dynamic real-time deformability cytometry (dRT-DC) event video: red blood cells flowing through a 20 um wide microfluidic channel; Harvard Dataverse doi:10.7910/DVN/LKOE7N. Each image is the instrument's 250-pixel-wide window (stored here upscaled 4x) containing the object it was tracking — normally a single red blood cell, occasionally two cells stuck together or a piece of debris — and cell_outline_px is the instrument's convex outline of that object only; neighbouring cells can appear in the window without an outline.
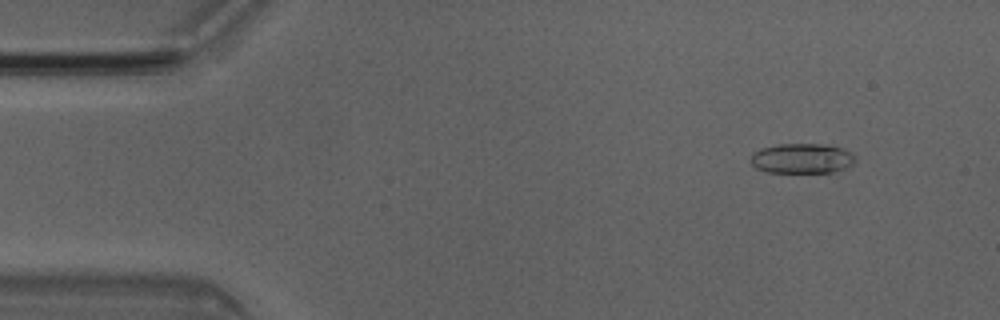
{"species": "Egyptian fruit bat (a non-hibernating species)", "species_latin": "Rousettus aegyptiacus", "temperature_condition": "room temperature", "stored_images_in_passage": 50, "camera_frame_rate_fps": 3000, "um_per_image_px": 0.085, "animal": {"sex": "male"}, "frame": {"image": 1, "passage_image": 5, "time_ms": 1.333, "image_size_px": [1000, 320], "cell_outline_px": [[856, 160], [852, 164], [844, 168], [832, 172], [768, 172], [756, 168], [752, 164], [752, 152], [760, 148], [780, 144], [820, 144], [840, 148], [852, 152], [856, 156]], "centroid_in_image_um": [68.16, 13.46], "position_along_channel_um": 16.8, "area_um2": 18.15}}
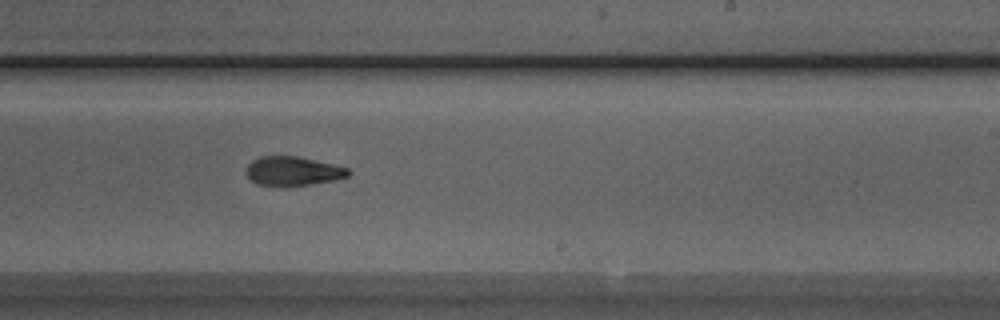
{"frame": {"image": 2, "passage_image": 30, "time_ms": 9.667, "image_size_px": [1000, 320], "cell_outline_px": [[352, 172], [348, 176], [332, 180], [284, 188], [256, 184], [244, 172], [248, 164], [252, 160], [260, 156], [296, 156], [332, 164], [348, 168]], "centroid_in_image_um": [24.84, 14.56], "position_along_channel_um": 264.2, "area_um2": 17.51}}
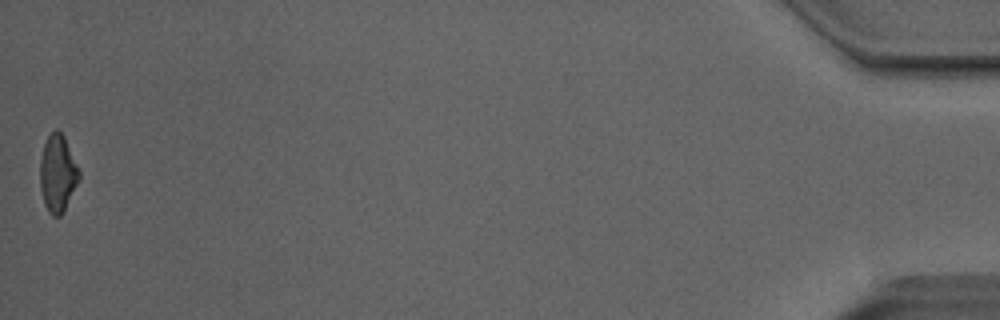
{"frame": {"image": 3, "passage_image": 50, "time_ms": 16.333, "image_size_px": [1000, 320], "cell_outline_px": [[80, 180], [64, 212], [60, 216], [52, 216], [48, 212], [44, 204], [40, 188], [40, 160], [44, 144], [48, 136], [56, 128], [64, 136], [80, 172]], "centroid_in_image_um": [4.91, 14.78], "position_along_channel_um": 430.3, "area_um2": 17.69}, "authors_computed_cell_mechanics": {"area_um2": 17.9758, "velocity_mm_per_s": 4.0681, "shape_relaxation_time_tau1_ms": 6.5019, "shape_relaxation_time_tau2_ms": 1.707, "deformation_change_tau1": 0.2107, "deformation_change_tau2": 0.0913}}